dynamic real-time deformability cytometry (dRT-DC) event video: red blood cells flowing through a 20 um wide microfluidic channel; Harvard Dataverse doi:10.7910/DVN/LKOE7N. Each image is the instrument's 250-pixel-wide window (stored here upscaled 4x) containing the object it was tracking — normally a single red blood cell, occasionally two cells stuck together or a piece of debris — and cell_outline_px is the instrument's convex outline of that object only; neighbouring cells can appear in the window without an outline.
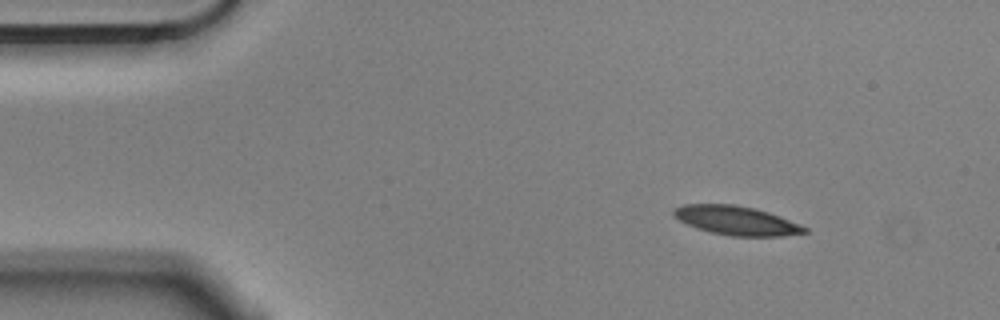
{"species": "Egyptian fruit bat (a non-hibernating species)", "species_latin": "Rousettus aegyptiacus", "temperature_condition": "cold", "stored_images_in_passage": 3, "camera_frame_rate_fps": 3000, "um_per_image_px": 0.085, "animal": {"sex": "male"}, "frame": {"image": 1, "passage_image": 1, "time_ms": 0.0, "image_size_px": [1000, 320], "cell_outline_px": [[808, 232], [784, 236], [732, 236], [712, 232], [696, 228], [672, 216], [672, 208], [684, 204], [736, 204], [756, 208], [780, 216], [800, 224], [808, 228]], "centroid_in_image_um": [62.59, 18.73], "position_along_channel_um": 22.4, "area_um2": 22.25}}